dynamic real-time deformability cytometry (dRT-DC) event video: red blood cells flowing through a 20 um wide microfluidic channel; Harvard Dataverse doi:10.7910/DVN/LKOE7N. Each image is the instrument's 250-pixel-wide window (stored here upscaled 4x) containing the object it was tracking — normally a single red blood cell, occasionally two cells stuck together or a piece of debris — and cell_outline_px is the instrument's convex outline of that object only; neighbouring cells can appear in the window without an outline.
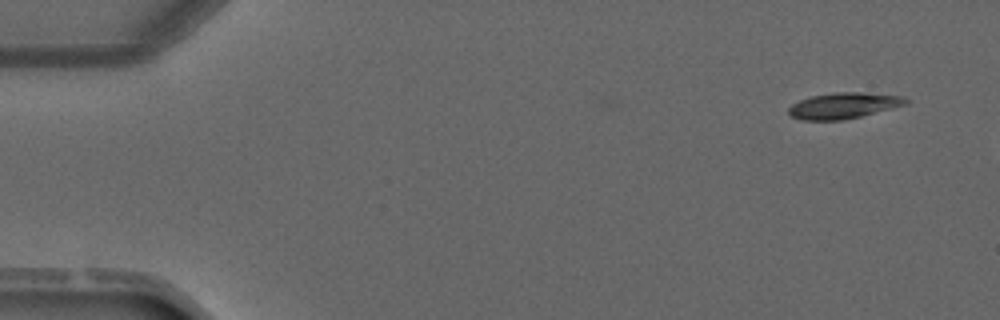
{"species": "common noctule bat (a hibernating species)", "species_latin": "Nyctalus noctula", "temperature_condition": "warm", "stored_images_in_passage": 3, "camera_frame_rate_fps": 3000, "um_per_image_px": 0.085, "animal": {"sex": "male", "forearm_length_mm": 52.5}, "frame": {"image": 1, "passage_image": 1, "time_ms": 0.0, "image_size_px": [1000, 320], "cell_outline_px": [[908, 104], [844, 120], [800, 120], [788, 116], [788, 108], [792, 104], [800, 100], [812, 96], [836, 92], [864, 92], [900, 96], [908, 100]], "centroid_in_image_um": [71.66, 8.98], "position_along_channel_um": 13.3, "area_um2": 17.69}}